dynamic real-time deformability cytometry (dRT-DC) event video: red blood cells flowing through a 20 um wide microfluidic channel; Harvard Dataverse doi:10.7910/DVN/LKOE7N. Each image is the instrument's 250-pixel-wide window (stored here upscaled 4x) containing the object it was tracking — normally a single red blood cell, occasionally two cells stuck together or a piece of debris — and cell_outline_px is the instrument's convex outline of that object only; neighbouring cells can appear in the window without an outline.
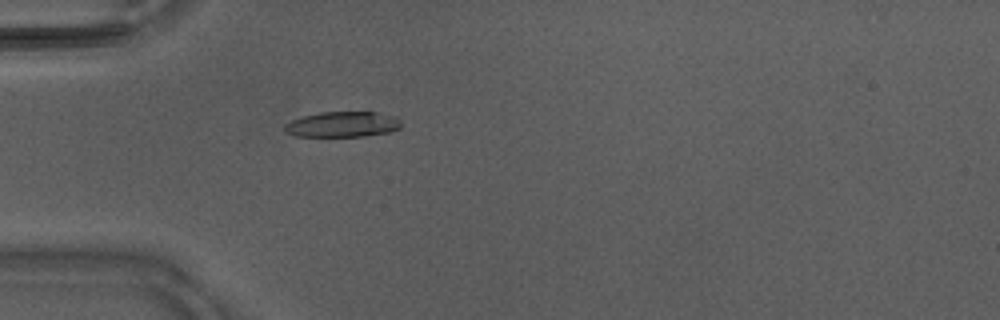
{"species": "Egyptian fruit bat (a non-hibernating species)", "species_latin": "Rousettus aegyptiacus", "temperature_condition": "warm", "stored_images_in_passage": 38, "camera_frame_rate_fps": 3000, "um_per_image_px": 0.085, "animal": {"sex": "male"}, "frame": {"image": 1, "passage_image": 7, "time_ms": 2.0, "image_size_px": [1000, 320], "cell_outline_px": [[400, 128], [388, 132], [360, 136], [300, 136], [288, 132], [284, 128], [292, 120], [304, 116], [320, 112], [376, 112], [396, 120], [400, 124]], "centroid_in_image_um": [29.08, 10.57], "position_along_channel_um": 55.9, "area_um2": 16.53}}
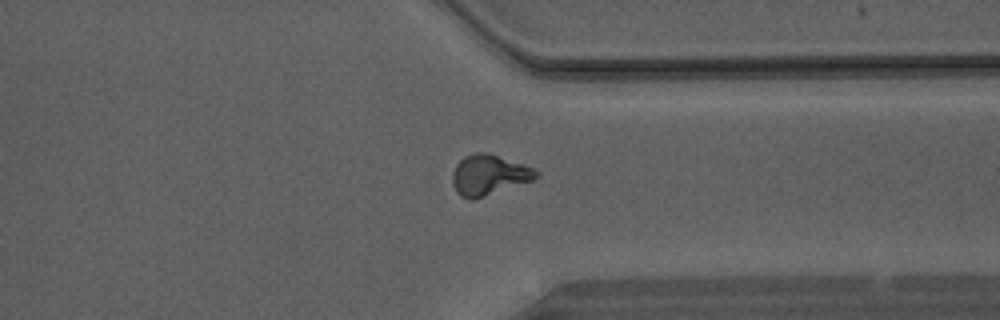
{"frame": {"image": 2, "passage_image": 28, "time_ms": 9.0, "image_size_px": [1000, 320], "cell_outline_px": [[540, 172], [532, 180], [472, 200], [468, 200], [460, 196], [456, 192], [452, 180], [452, 172], [456, 164], [464, 156], [476, 152], [484, 152], [532, 168]], "centroid_in_image_um": [41.48, 14.89], "position_along_channel_um": 369.9, "area_um2": 19.19}}
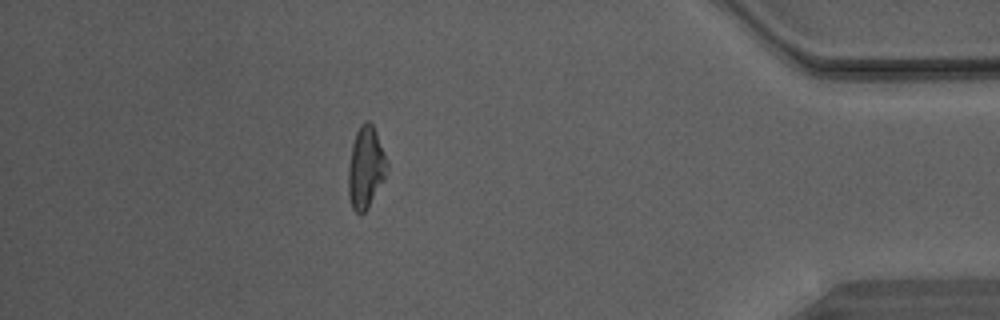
{"frame": {"image": 3, "passage_image": 33, "time_ms": 10.667, "image_size_px": [1000, 320], "cell_outline_px": [[388, 164], [384, 180], [364, 212], [356, 212], [352, 208], [348, 192], [348, 168], [352, 144], [356, 132], [360, 124], [364, 120], [368, 120], [372, 124], [376, 132]], "centroid_in_image_um": [31.07, 14.2], "position_along_channel_um": 404.1, "area_um2": 18.15}}